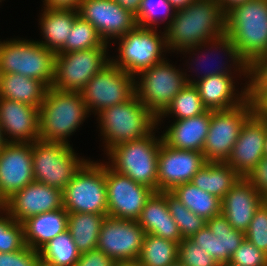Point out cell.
Returning a JSON list of instances; mask_svg holds the SVG:
<instances>
[{"mask_svg":"<svg viewBox=\"0 0 267 266\" xmlns=\"http://www.w3.org/2000/svg\"><path fill=\"white\" fill-rule=\"evenodd\" d=\"M205 164L203 152L176 149L162 141L158 153L157 192H170L178 185L191 182Z\"/></svg>","mask_w":267,"mask_h":266,"instance_id":"17","label":"cell"},{"mask_svg":"<svg viewBox=\"0 0 267 266\" xmlns=\"http://www.w3.org/2000/svg\"><path fill=\"white\" fill-rule=\"evenodd\" d=\"M160 30L136 26L119 40L118 55L111 62L120 69L136 76L153 64L165 60L163 52H168L165 33ZM161 35H160V34ZM115 58V59H114Z\"/></svg>","mask_w":267,"mask_h":266,"instance_id":"10","label":"cell"},{"mask_svg":"<svg viewBox=\"0 0 267 266\" xmlns=\"http://www.w3.org/2000/svg\"><path fill=\"white\" fill-rule=\"evenodd\" d=\"M107 48L56 53L52 88L65 92H81L95 74L111 63Z\"/></svg>","mask_w":267,"mask_h":266,"instance_id":"12","label":"cell"},{"mask_svg":"<svg viewBox=\"0 0 267 266\" xmlns=\"http://www.w3.org/2000/svg\"><path fill=\"white\" fill-rule=\"evenodd\" d=\"M177 260L184 266H218L214 258L190 239L178 244Z\"/></svg>","mask_w":267,"mask_h":266,"instance_id":"42","label":"cell"},{"mask_svg":"<svg viewBox=\"0 0 267 266\" xmlns=\"http://www.w3.org/2000/svg\"><path fill=\"white\" fill-rule=\"evenodd\" d=\"M108 45L102 40L90 22L78 16L73 23L64 47L58 53L108 47Z\"/></svg>","mask_w":267,"mask_h":266,"instance_id":"37","label":"cell"},{"mask_svg":"<svg viewBox=\"0 0 267 266\" xmlns=\"http://www.w3.org/2000/svg\"><path fill=\"white\" fill-rule=\"evenodd\" d=\"M37 266H50V265L45 264V263H43V262L40 260V262L37 264Z\"/></svg>","mask_w":267,"mask_h":266,"instance_id":"59","label":"cell"},{"mask_svg":"<svg viewBox=\"0 0 267 266\" xmlns=\"http://www.w3.org/2000/svg\"><path fill=\"white\" fill-rule=\"evenodd\" d=\"M172 6L176 9H182L188 6L189 4L193 3L195 0H168Z\"/></svg>","mask_w":267,"mask_h":266,"instance_id":"51","label":"cell"},{"mask_svg":"<svg viewBox=\"0 0 267 266\" xmlns=\"http://www.w3.org/2000/svg\"><path fill=\"white\" fill-rule=\"evenodd\" d=\"M40 260L50 266H75L80 257L70 231L58 234L39 250Z\"/></svg>","mask_w":267,"mask_h":266,"instance_id":"34","label":"cell"},{"mask_svg":"<svg viewBox=\"0 0 267 266\" xmlns=\"http://www.w3.org/2000/svg\"><path fill=\"white\" fill-rule=\"evenodd\" d=\"M178 243L146 234L137 263L140 266H170L177 261Z\"/></svg>","mask_w":267,"mask_h":266,"instance_id":"35","label":"cell"},{"mask_svg":"<svg viewBox=\"0 0 267 266\" xmlns=\"http://www.w3.org/2000/svg\"><path fill=\"white\" fill-rule=\"evenodd\" d=\"M210 125V110L201 115L175 120L163 133V142L173 148L202 152Z\"/></svg>","mask_w":267,"mask_h":266,"instance_id":"26","label":"cell"},{"mask_svg":"<svg viewBox=\"0 0 267 266\" xmlns=\"http://www.w3.org/2000/svg\"><path fill=\"white\" fill-rule=\"evenodd\" d=\"M25 247L22 223L15 221L4 208H0V253L16 252Z\"/></svg>","mask_w":267,"mask_h":266,"instance_id":"40","label":"cell"},{"mask_svg":"<svg viewBox=\"0 0 267 266\" xmlns=\"http://www.w3.org/2000/svg\"><path fill=\"white\" fill-rule=\"evenodd\" d=\"M55 55L38 40L0 41V74H21L50 88L54 81Z\"/></svg>","mask_w":267,"mask_h":266,"instance_id":"6","label":"cell"},{"mask_svg":"<svg viewBox=\"0 0 267 266\" xmlns=\"http://www.w3.org/2000/svg\"><path fill=\"white\" fill-rule=\"evenodd\" d=\"M146 234L177 242L183 239L176 222L169 213L166 192H154L144 205L137 220Z\"/></svg>","mask_w":267,"mask_h":266,"instance_id":"25","label":"cell"},{"mask_svg":"<svg viewBox=\"0 0 267 266\" xmlns=\"http://www.w3.org/2000/svg\"><path fill=\"white\" fill-rule=\"evenodd\" d=\"M263 203L261 195L247 177H240L221 199V213L232 228L246 232L255 211Z\"/></svg>","mask_w":267,"mask_h":266,"instance_id":"23","label":"cell"},{"mask_svg":"<svg viewBox=\"0 0 267 266\" xmlns=\"http://www.w3.org/2000/svg\"><path fill=\"white\" fill-rule=\"evenodd\" d=\"M249 0H217L224 15L234 7L240 6Z\"/></svg>","mask_w":267,"mask_h":266,"instance_id":"50","label":"cell"},{"mask_svg":"<svg viewBox=\"0 0 267 266\" xmlns=\"http://www.w3.org/2000/svg\"><path fill=\"white\" fill-rule=\"evenodd\" d=\"M115 265L116 262L98 248L84 253H80L79 260L75 264V266H115Z\"/></svg>","mask_w":267,"mask_h":266,"instance_id":"46","label":"cell"},{"mask_svg":"<svg viewBox=\"0 0 267 266\" xmlns=\"http://www.w3.org/2000/svg\"><path fill=\"white\" fill-rule=\"evenodd\" d=\"M108 216L137 221L147 200L155 192L105 164Z\"/></svg>","mask_w":267,"mask_h":266,"instance_id":"15","label":"cell"},{"mask_svg":"<svg viewBox=\"0 0 267 266\" xmlns=\"http://www.w3.org/2000/svg\"><path fill=\"white\" fill-rule=\"evenodd\" d=\"M240 176L225 162H206L193 176L191 183L222 199Z\"/></svg>","mask_w":267,"mask_h":266,"instance_id":"31","label":"cell"},{"mask_svg":"<svg viewBox=\"0 0 267 266\" xmlns=\"http://www.w3.org/2000/svg\"><path fill=\"white\" fill-rule=\"evenodd\" d=\"M115 266H140L137 262L116 263Z\"/></svg>","mask_w":267,"mask_h":266,"instance_id":"54","label":"cell"},{"mask_svg":"<svg viewBox=\"0 0 267 266\" xmlns=\"http://www.w3.org/2000/svg\"><path fill=\"white\" fill-rule=\"evenodd\" d=\"M163 60L139 72L135 78L138 99L158 117L187 85L185 72ZM138 78V81H137ZM140 80V81H139Z\"/></svg>","mask_w":267,"mask_h":266,"instance_id":"9","label":"cell"},{"mask_svg":"<svg viewBox=\"0 0 267 266\" xmlns=\"http://www.w3.org/2000/svg\"><path fill=\"white\" fill-rule=\"evenodd\" d=\"M26 246L39 251L58 234L68 229V212L65 208L38 214L22 222Z\"/></svg>","mask_w":267,"mask_h":266,"instance_id":"28","label":"cell"},{"mask_svg":"<svg viewBox=\"0 0 267 266\" xmlns=\"http://www.w3.org/2000/svg\"><path fill=\"white\" fill-rule=\"evenodd\" d=\"M44 8L39 19L44 41H38L46 49L58 53L65 45L75 19L79 16L74 9Z\"/></svg>","mask_w":267,"mask_h":266,"instance_id":"29","label":"cell"},{"mask_svg":"<svg viewBox=\"0 0 267 266\" xmlns=\"http://www.w3.org/2000/svg\"><path fill=\"white\" fill-rule=\"evenodd\" d=\"M117 4L129 11L134 16L137 15L141 0H114Z\"/></svg>","mask_w":267,"mask_h":266,"instance_id":"49","label":"cell"},{"mask_svg":"<svg viewBox=\"0 0 267 266\" xmlns=\"http://www.w3.org/2000/svg\"><path fill=\"white\" fill-rule=\"evenodd\" d=\"M68 213L108 215L105 164L88 160L63 190Z\"/></svg>","mask_w":267,"mask_h":266,"instance_id":"8","label":"cell"},{"mask_svg":"<svg viewBox=\"0 0 267 266\" xmlns=\"http://www.w3.org/2000/svg\"><path fill=\"white\" fill-rule=\"evenodd\" d=\"M258 109L267 117V99L258 107Z\"/></svg>","mask_w":267,"mask_h":266,"instance_id":"53","label":"cell"},{"mask_svg":"<svg viewBox=\"0 0 267 266\" xmlns=\"http://www.w3.org/2000/svg\"><path fill=\"white\" fill-rule=\"evenodd\" d=\"M87 106L80 92H65L48 88L39 108V140L65 143L88 115Z\"/></svg>","mask_w":267,"mask_h":266,"instance_id":"2","label":"cell"},{"mask_svg":"<svg viewBox=\"0 0 267 266\" xmlns=\"http://www.w3.org/2000/svg\"><path fill=\"white\" fill-rule=\"evenodd\" d=\"M248 98L259 107L267 99V53L249 66Z\"/></svg>","mask_w":267,"mask_h":266,"instance_id":"41","label":"cell"},{"mask_svg":"<svg viewBox=\"0 0 267 266\" xmlns=\"http://www.w3.org/2000/svg\"><path fill=\"white\" fill-rule=\"evenodd\" d=\"M254 188L264 195L267 192V158L263 157L262 160L257 163L255 169L247 177Z\"/></svg>","mask_w":267,"mask_h":266,"instance_id":"47","label":"cell"},{"mask_svg":"<svg viewBox=\"0 0 267 266\" xmlns=\"http://www.w3.org/2000/svg\"><path fill=\"white\" fill-rule=\"evenodd\" d=\"M189 239L220 265L230 261L232 254L245 239V233L232 228L221 213L207 220L206 226Z\"/></svg>","mask_w":267,"mask_h":266,"instance_id":"22","label":"cell"},{"mask_svg":"<svg viewBox=\"0 0 267 266\" xmlns=\"http://www.w3.org/2000/svg\"><path fill=\"white\" fill-rule=\"evenodd\" d=\"M48 87L21 74H0V98L15 100L40 108Z\"/></svg>","mask_w":267,"mask_h":266,"instance_id":"30","label":"cell"},{"mask_svg":"<svg viewBox=\"0 0 267 266\" xmlns=\"http://www.w3.org/2000/svg\"><path fill=\"white\" fill-rule=\"evenodd\" d=\"M175 12L176 9L168 0H141L135 16L136 25L142 28L157 29L159 22L168 20L165 26L167 28L174 19Z\"/></svg>","mask_w":267,"mask_h":266,"instance_id":"38","label":"cell"},{"mask_svg":"<svg viewBox=\"0 0 267 266\" xmlns=\"http://www.w3.org/2000/svg\"><path fill=\"white\" fill-rule=\"evenodd\" d=\"M0 129L4 142L33 143L38 141L39 108L0 98Z\"/></svg>","mask_w":267,"mask_h":266,"instance_id":"21","label":"cell"},{"mask_svg":"<svg viewBox=\"0 0 267 266\" xmlns=\"http://www.w3.org/2000/svg\"><path fill=\"white\" fill-rule=\"evenodd\" d=\"M155 135L152 131L141 139L110 148L106 152L109 157L106 164L157 192L158 153L163 139Z\"/></svg>","mask_w":267,"mask_h":266,"instance_id":"5","label":"cell"},{"mask_svg":"<svg viewBox=\"0 0 267 266\" xmlns=\"http://www.w3.org/2000/svg\"><path fill=\"white\" fill-rule=\"evenodd\" d=\"M245 239L267 253V206L263 203L255 211L245 232Z\"/></svg>","mask_w":267,"mask_h":266,"instance_id":"43","label":"cell"},{"mask_svg":"<svg viewBox=\"0 0 267 266\" xmlns=\"http://www.w3.org/2000/svg\"><path fill=\"white\" fill-rule=\"evenodd\" d=\"M263 157L267 158V117H266V132H265V138L263 143Z\"/></svg>","mask_w":267,"mask_h":266,"instance_id":"52","label":"cell"},{"mask_svg":"<svg viewBox=\"0 0 267 266\" xmlns=\"http://www.w3.org/2000/svg\"><path fill=\"white\" fill-rule=\"evenodd\" d=\"M65 143L38 140L32 143L34 181L63 191L89 160L80 158Z\"/></svg>","mask_w":267,"mask_h":266,"instance_id":"7","label":"cell"},{"mask_svg":"<svg viewBox=\"0 0 267 266\" xmlns=\"http://www.w3.org/2000/svg\"><path fill=\"white\" fill-rule=\"evenodd\" d=\"M208 46H210L211 48L208 47ZM205 47L209 49L208 51L211 50L210 52H208V54L211 53L210 56L211 55L213 56V53L212 52H214V51L215 52L218 51V50H220L219 52H222L223 51V53L225 54L224 56H226L229 61L227 60V62H225V64H224V62L222 63V62H219L218 61L220 63V65H217L216 68H214V69L212 68L210 70L205 71V73L202 72V74H198V75H201V76H197L199 78L197 80H200V79L209 77L211 75H218V74H220V75H231V76H233L232 73H234L235 71L236 72L238 71L240 74L242 73L241 75H244V77L247 78L248 81H249V66L250 65L240 55V53L238 52V49L234 45L232 39L226 33H224L223 35H220V36H218V37H216L214 39H211V40H209L206 43H203V44H200V45L191 47V48H187L186 50H182L180 52H181V54L183 52H185V54H186V52H187V54H189V55L193 52L192 54L194 55L193 56L194 58H195V54L198 55V57H197L198 59H196V58L195 59H191V61L193 60L192 62H194V60H195V62H194L195 64L197 63L196 61H199L198 64H196V66H197V65H199L200 60H201L199 58H202V56H203V60H204V57L206 56L207 52H205L204 55L202 54V56L201 55L199 56V54L194 53V52H197L198 51V53H200L201 52L200 49L203 50V49H205ZM212 49H214V51ZM214 54H216V53H214ZM218 54H220V53H218ZM208 56L209 55H207V57ZM207 57L205 58V60L207 59ZM203 60H202V62H203ZM228 62H231V63L230 64H226ZM194 63H193V65H194ZM202 64H204V63H202ZM232 68H234L233 69L234 72L231 71ZM191 69H194V68H191Z\"/></svg>","mask_w":267,"mask_h":266,"instance_id":"27","label":"cell"},{"mask_svg":"<svg viewBox=\"0 0 267 266\" xmlns=\"http://www.w3.org/2000/svg\"><path fill=\"white\" fill-rule=\"evenodd\" d=\"M263 204L267 206V192L263 195Z\"/></svg>","mask_w":267,"mask_h":266,"instance_id":"55","label":"cell"},{"mask_svg":"<svg viewBox=\"0 0 267 266\" xmlns=\"http://www.w3.org/2000/svg\"><path fill=\"white\" fill-rule=\"evenodd\" d=\"M39 251L26 246L16 252L0 253V266H37Z\"/></svg>","mask_w":267,"mask_h":266,"instance_id":"45","label":"cell"},{"mask_svg":"<svg viewBox=\"0 0 267 266\" xmlns=\"http://www.w3.org/2000/svg\"><path fill=\"white\" fill-rule=\"evenodd\" d=\"M145 235L137 221L106 216L97 248L116 263L137 262Z\"/></svg>","mask_w":267,"mask_h":266,"instance_id":"14","label":"cell"},{"mask_svg":"<svg viewBox=\"0 0 267 266\" xmlns=\"http://www.w3.org/2000/svg\"><path fill=\"white\" fill-rule=\"evenodd\" d=\"M170 266H184V265L177 260L175 263L171 264Z\"/></svg>","mask_w":267,"mask_h":266,"instance_id":"57","label":"cell"},{"mask_svg":"<svg viewBox=\"0 0 267 266\" xmlns=\"http://www.w3.org/2000/svg\"><path fill=\"white\" fill-rule=\"evenodd\" d=\"M134 75L115 66L112 62L95 74L80 92L89 113L130 100L135 94Z\"/></svg>","mask_w":267,"mask_h":266,"instance_id":"13","label":"cell"},{"mask_svg":"<svg viewBox=\"0 0 267 266\" xmlns=\"http://www.w3.org/2000/svg\"><path fill=\"white\" fill-rule=\"evenodd\" d=\"M45 8L78 10L82 0H43Z\"/></svg>","mask_w":267,"mask_h":266,"instance_id":"48","label":"cell"},{"mask_svg":"<svg viewBox=\"0 0 267 266\" xmlns=\"http://www.w3.org/2000/svg\"><path fill=\"white\" fill-rule=\"evenodd\" d=\"M5 201L0 197V208H4Z\"/></svg>","mask_w":267,"mask_h":266,"instance_id":"58","label":"cell"},{"mask_svg":"<svg viewBox=\"0 0 267 266\" xmlns=\"http://www.w3.org/2000/svg\"><path fill=\"white\" fill-rule=\"evenodd\" d=\"M169 213L179 228L182 238L189 239L206 226V220L184 206L171 192H166Z\"/></svg>","mask_w":267,"mask_h":266,"instance_id":"39","label":"cell"},{"mask_svg":"<svg viewBox=\"0 0 267 266\" xmlns=\"http://www.w3.org/2000/svg\"><path fill=\"white\" fill-rule=\"evenodd\" d=\"M78 15L90 22L102 40L109 44L133 30L137 25L135 16L114 0H82Z\"/></svg>","mask_w":267,"mask_h":266,"instance_id":"16","label":"cell"},{"mask_svg":"<svg viewBox=\"0 0 267 266\" xmlns=\"http://www.w3.org/2000/svg\"><path fill=\"white\" fill-rule=\"evenodd\" d=\"M258 109L247 98L227 110H210V125L202 152L206 162H225L230 156L244 122Z\"/></svg>","mask_w":267,"mask_h":266,"instance_id":"11","label":"cell"},{"mask_svg":"<svg viewBox=\"0 0 267 266\" xmlns=\"http://www.w3.org/2000/svg\"><path fill=\"white\" fill-rule=\"evenodd\" d=\"M218 266H234V265H232V264H230V263L228 262V263L220 264V265H218Z\"/></svg>","mask_w":267,"mask_h":266,"instance_id":"60","label":"cell"},{"mask_svg":"<svg viewBox=\"0 0 267 266\" xmlns=\"http://www.w3.org/2000/svg\"><path fill=\"white\" fill-rule=\"evenodd\" d=\"M168 51L186 50L225 33V15L217 0H195L176 10L164 30ZM172 49V50H171Z\"/></svg>","mask_w":267,"mask_h":266,"instance_id":"1","label":"cell"},{"mask_svg":"<svg viewBox=\"0 0 267 266\" xmlns=\"http://www.w3.org/2000/svg\"><path fill=\"white\" fill-rule=\"evenodd\" d=\"M185 73L187 84H194L199 91L203 105L207 110H227L238 106L248 98L249 81H246L241 92L235 88V79L231 75H211L196 80ZM237 91V92H236ZM238 93V94H237Z\"/></svg>","mask_w":267,"mask_h":266,"instance_id":"24","label":"cell"},{"mask_svg":"<svg viewBox=\"0 0 267 266\" xmlns=\"http://www.w3.org/2000/svg\"><path fill=\"white\" fill-rule=\"evenodd\" d=\"M207 108L203 105L198 89L194 84H187L171 101L167 108L157 117V126L163 118L169 115L175 120L195 117L205 113Z\"/></svg>","mask_w":267,"mask_h":266,"instance_id":"36","label":"cell"},{"mask_svg":"<svg viewBox=\"0 0 267 266\" xmlns=\"http://www.w3.org/2000/svg\"><path fill=\"white\" fill-rule=\"evenodd\" d=\"M100 133L105 152L122 143L141 139L155 131L157 117L138 99L136 94L124 103L99 112Z\"/></svg>","mask_w":267,"mask_h":266,"instance_id":"3","label":"cell"},{"mask_svg":"<svg viewBox=\"0 0 267 266\" xmlns=\"http://www.w3.org/2000/svg\"><path fill=\"white\" fill-rule=\"evenodd\" d=\"M225 33L250 65L267 53V0H249L225 15Z\"/></svg>","mask_w":267,"mask_h":266,"instance_id":"4","label":"cell"},{"mask_svg":"<svg viewBox=\"0 0 267 266\" xmlns=\"http://www.w3.org/2000/svg\"><path fill=\"white\" fill-rule=\"evenodd\" d=\"M170 192L186 208L206 221L221 214V199L199 189L191 182L178 185Z\"/></svg>","mask_w":267,"mask_h":266,"instance_id":"33","label":"cell"},{"mask_svg":"<svg viewBox=\"0 0 267 266\" xmlns=\"http://www.w3.org/2000/svg\"><path fill=\"white\" fill-rule=\"evenodd\" d=\"M63 208V191L39 182H32L5 201L4 209L17 222Z\"/></svg>","mask_w":267,"mask_h":266,"instance_id":"20","label":"cell"},{"mask_svg":"<svg viewBox=\"0 0 267 266\" xmlns=\"http://www.w3.org/2000/svg\"><path fill=\"white\" fill-rule=\"evenodd\" d=\"M32 182V143L5 142L0 148V197L6 201Z\"/></svg>","mask_w":267,"mask_h":266,"instance_id":"19","label":"cell"},{"mask_svg":"<svg viewBox=\"0 0 267 266\" xmlns=\"http://www.w3.org/2000/svg\"><path fill=\"white\" fill-rule=\"evenodd\" d=\"M4 140H3V137H2V134H1V129H0V148L3 146L4 144Z\"/></svg>","mask_w":267,"mask_h":266,"instance_id":"56","label":"cell"},{"mask_svg":"<svg viewBox=\"0 0 267 266\" xmlns=\"http://www.w3.org/2000/svg\"><path fill=\"white\" fill-rule=\"evenodd\" d=\"M266 116L257 109L242 125L239 137L225 163L240 177H248L263 158Z\"/></svg>","mask_w":267,"mask_h":266,"instance_id":"18","label":"cell"},{"mask_svg":"<svg viewBox=\"0 0 267 266\" xmlns=\"http://www.w3.org/2000/svg\"><path fill=\"white\" fill-rule=\"evenodd\" d=\"M229 263L234 266H267V254L244 239Z\"/></svg>","mask_w":267,"mask_h":266,"instance_id":"44","label":"cell"},{"mask_svg":"<svg viewBox=\"0 0 267 266\" xmlns=\"http://www.w3.org/2000/svg\"><path fill=\"white\" fill-rule=\"evenodd\" d=\"M106 216L108 215L68 213V230L80 253L97 248L100 229Z\"/></svg>","mask_w":267,"mask_h":266,"instance_id":"32","label":"cell"}]
</instances>
